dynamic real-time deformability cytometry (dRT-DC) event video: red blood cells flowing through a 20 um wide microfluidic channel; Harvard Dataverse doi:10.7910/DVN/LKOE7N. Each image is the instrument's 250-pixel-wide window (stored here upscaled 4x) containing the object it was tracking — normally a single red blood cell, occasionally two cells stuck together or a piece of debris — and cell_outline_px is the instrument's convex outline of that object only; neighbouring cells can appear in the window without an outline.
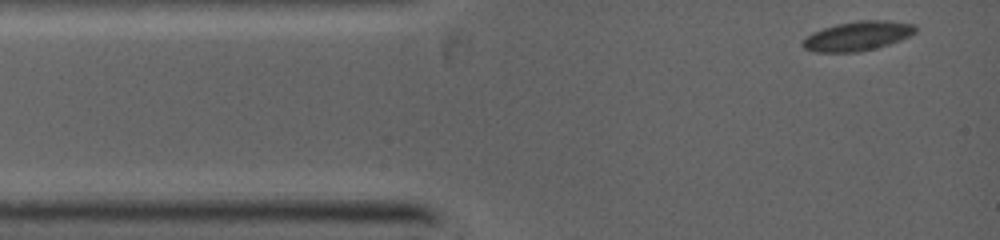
{"species": "common noctule bat (a hibernating species)", "species_latin": "Nyctalus noctula", "temperature_condition": "warm", "stored_images_in_passage": 14, "camera_frame_rate_fps": 5000, "um_per_image_px": 0.085, "animal": {"sex": "female", "body_mass_g": 19.0, "forearm_length_mm": 53.3}, "frame": {"image": 1, "passage_image": 1, "time_ms": 0.0, "image_size_px": [1000, 240], "cell_outline_px": [[916, 32], [900, 40], [876, 48], [856, 52], [812, 52], [804, 48], [800, 44], [800, 40], [812, 32], [836, 24], [860, 20], [888, 20], [916, 24]], "centroid_in_image_um": [72.85, 3.06], "position_along_channel_um": 12.1, "area_um2": 19.48}}
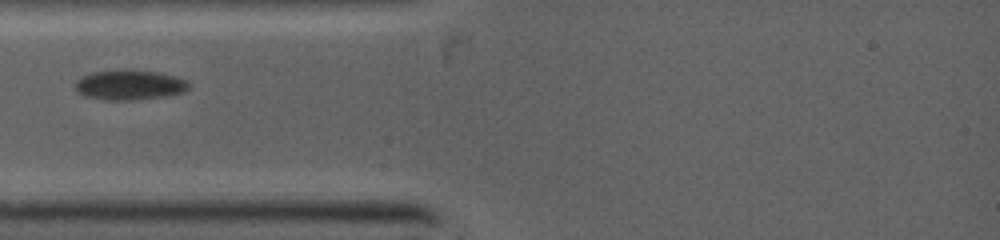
{"frame": {"image": 2, "passage_image": 5, "time_ms": 2.4, "image_size_px": [1000, 240], "cell_outline_px": [[188, 88], [184, 92], [164, 96], [132, 100], [108, 100], [84, 96], [76, 92], [76, 80], [80, 76], [92, 72], [160, 72], [176, 76], [188, 80]], "centroid_in_image_um": [11.01, 7.25], "position_along_channel_um": 74.0, "area_um2": 19.25}}
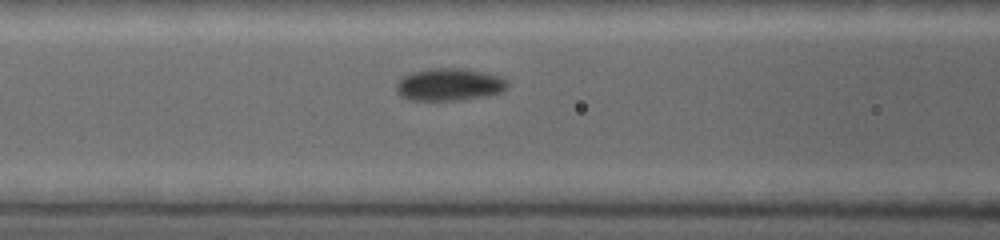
{"frame": {"image": 3, "passage_image": 7, "time_ms": 3.6, "image_size_px": [1000, 240], "cell_outline_px": [[508, 88], [504, 92], [484, 96], [452, 100], [412, 100], [400, 96], [396, 92], [396, 84], [404, 76], [412, 72], [428, 68], [464, 68], [484, 72], [500, 76], [508, 80]], "centroid_in_image_um": [38.21, 7.17], "position_along_channel_um": 128.4, "area_um2": 21.1}}